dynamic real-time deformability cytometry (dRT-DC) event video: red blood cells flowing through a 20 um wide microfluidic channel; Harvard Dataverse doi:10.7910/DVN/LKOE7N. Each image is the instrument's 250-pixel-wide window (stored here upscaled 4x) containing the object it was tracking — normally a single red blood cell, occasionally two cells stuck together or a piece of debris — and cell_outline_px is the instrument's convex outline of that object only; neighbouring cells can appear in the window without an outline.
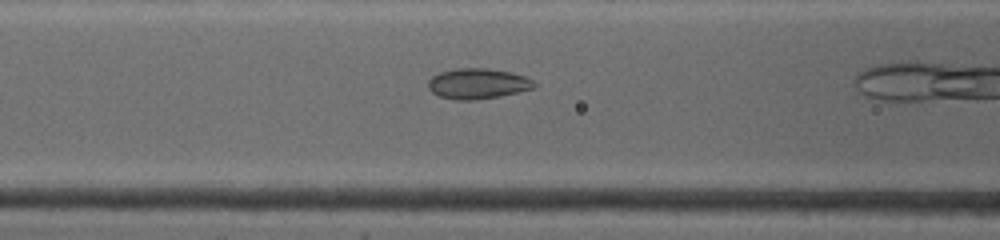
{"species": "common noctule bat (a hibernating species)", "species_latin": "Nyctalus noctula", "temperature_condition": "warm", "stored_images_in_passage": 46, "segment_of_instrument_passage": [1, 2], "camera_frame_rate_fps": 4500, "um_per_image_px": 0.085, "animal": {"sex": "female", "body_mass_g": 19.0, "forearm_length_mm": 53.3}, "frame": {"image": 1, "passage_image": 17, "time_ms": 2.444, "image_size_px": [1000, 240], "cell_outline_px": [[536, 88], [500, 96], [476, 100], [452, 100], [440, 96], [432, 92], [428, 88], [428, 80], [432, 76], [440, 72], [456, 68], [488, 68], [512, 72], [524, 76], [532, 80], [536, 84]], "centroid_in_image_um": [40.6, 7.11], "position_along_channel_um": 126.0, "area_um2": 19.02}}
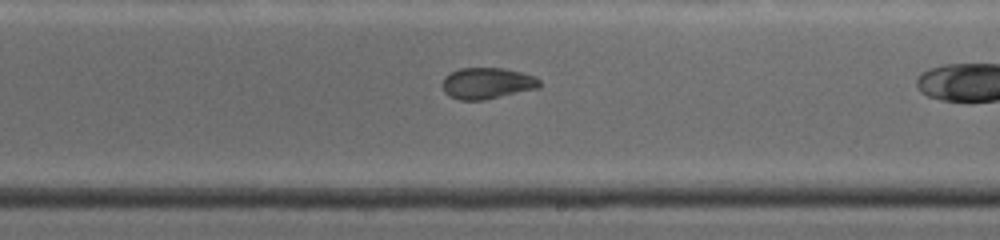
{"frame": {"image": 2, "passage_image": 29, "time_ms": 5.556, "image_size_px": [1000, 240], "cell_outline_px": [[540, 88], [484, 100], [460, 100], [448, 96], [444, 92], [440, 84], [444, 76], [460, 68], [504, 68], [536, 76], [540, 80]], "centroid_in_image_um": [41.38, 7.08], "position_along_channel_um": 247.6, "area_um2": 17.98}}
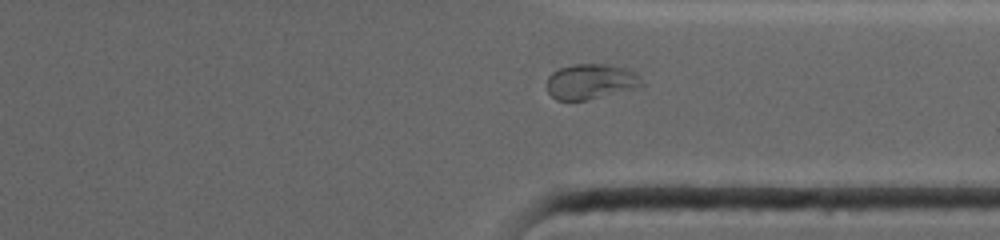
{"frame": {"image": 3, "passage_image": 44, "time_ms": 8.444, "image_size_px": [1000, 240], "cell_outline_px": [[644, 88], [584, 100], [556, 100], [548, 92], [544, 84], [548, 76], [552, 72], [560, 68], [572, 64], [608, 64], [628, 68], [636, 72], [640, 76], [644, 84]], "centroid_in_image_um": [50.26, 6.93], "position_along_channel_um": 361.1, "area_um2": 20.17}}